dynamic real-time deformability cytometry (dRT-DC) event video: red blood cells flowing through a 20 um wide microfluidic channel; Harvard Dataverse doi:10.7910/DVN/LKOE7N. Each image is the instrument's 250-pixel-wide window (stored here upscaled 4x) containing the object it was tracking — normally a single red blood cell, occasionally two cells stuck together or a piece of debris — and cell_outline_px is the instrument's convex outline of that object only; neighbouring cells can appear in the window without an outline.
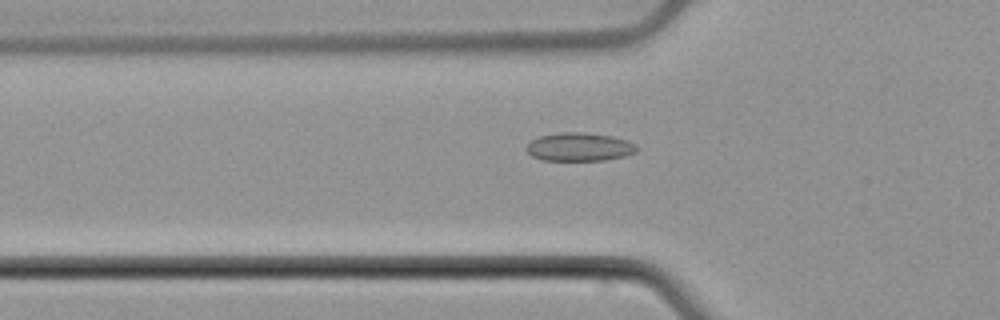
{"species": "common noctule bat (a hibernating species)", "species_latin": "Nyctalus noctula", "temperature_condition": "cold", "stored_images_in_passage": 55, "camera_frame_rate_fps": 3000, "um_per_image_px": 0.085, "animal": {"sex": "male", "body_mass_g": 21.5, "forearm_length_mm": 52.0}, "frame": {"image": 1, "passage_image": 19, "time_ms": 6.0, "image_size_px": [1000, 320], "cell_outline_px": [[636, 152], [624, 156], [604, 160], [544, 160], [532, 156], [528, 152], [528, 144], [532, 140], [540, 136], [560, 132], [584, 132], [612, 136], [628, 140], [636, 144]], "centroid_in_image_um": [49.28, 12.48], "position_along_channel_um": 76.5, "area_um2": 18.09}}
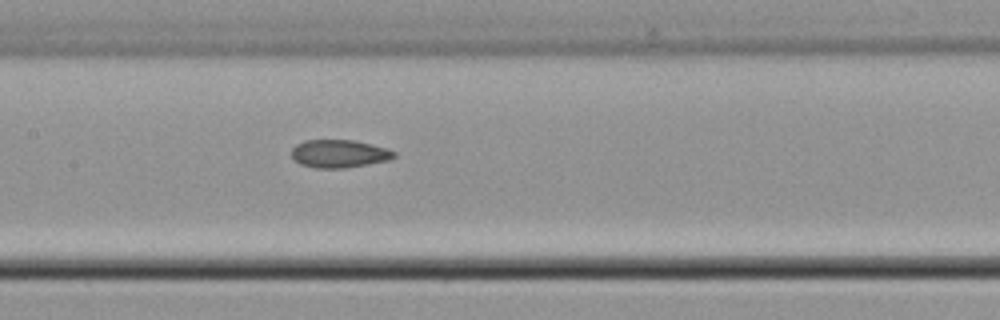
{"frame": {"image": 2, "passage_image": 27, "time_ms": 8.667, "image_size_px": [1000, 320], "cell_outline_px": [[396, 156], [388, 160], [344, 168], [316, 168], [300, 164], [292, 156], [292, 148], [296, 144], [304, 140], [356, 140], [388, 148], [396, 152]], "centroid_in_image_um": [28.84, 13.05], "position_along_channel_um": 178.6, "area_um2": 16.7}}
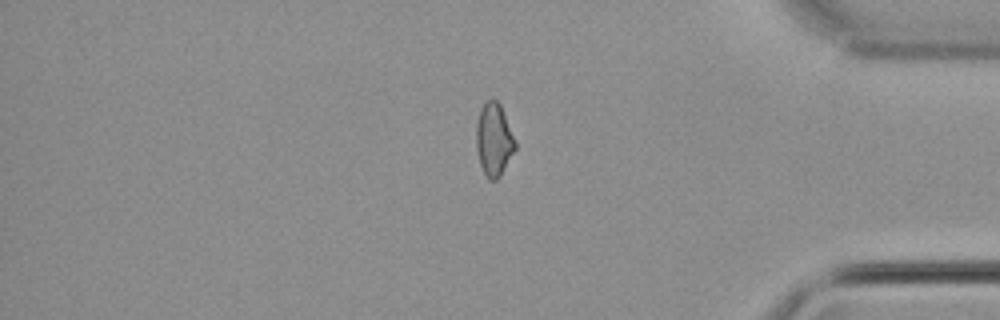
{"frame": {"image": 3, "passage_image": 46, "time_ms": 15.0, "image_size_px": [1000, 320], "cell_outline_px": [[516, 148], [500, 176], [496, 180], [488, 180], [480, 164], [476, 148], [476, 124], [480, 108], [488, 100], [496, 100], [500, 104], [516, 144]], "centroid_in_image_um": [41.96, 11.89], "position_along_channel_um": 393.2, "area_um2": 16.3}, "authors_computed_cell_mechanics": {"area_um2": 16.9354, "velocity_mm_per_s": 3.8107, "shape_relaxation_time_tau1_ms": null, "shape_relaxation_time_tau2_ms": 5.6489, "deformation_change_tau1": null, "deformation_change_tau2": 0.1057}}